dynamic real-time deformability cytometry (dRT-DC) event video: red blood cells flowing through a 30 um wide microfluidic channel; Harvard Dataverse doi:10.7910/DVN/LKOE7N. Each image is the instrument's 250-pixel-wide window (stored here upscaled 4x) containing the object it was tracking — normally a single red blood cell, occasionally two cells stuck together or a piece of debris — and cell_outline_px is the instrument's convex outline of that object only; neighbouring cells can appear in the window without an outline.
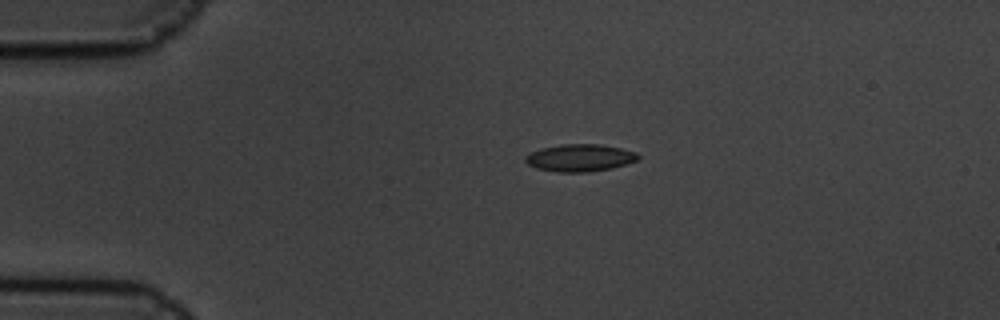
{"species": "common noctule bat (a hibernating species)", "species_latin": "Nyctalus noctula", "temperature_condition": "cold", "stored_images_in_passage": 5, "camera_frame_rate_fps": 3000, "um_per_image_px": 0.085, "animal": {"sex": "male", "body_mass_g": 19.5, "forearm_length_mm": 54.6}, "frame": {"image": 1, "passage_image": 3, "time_ms": 0.667, "image_size_px": [1000, 320], "cell_outline_px": [[640, 156], [636, 160], [612, 168], [588, 172], [556, 172], [536, 168], [528, 164], [524, 160], [524, 156], [540, 148], [560, 144], [600, 144], [620, 148], [636, 152]], "centroid_in_image_um": [49.25, 13.41], "position_along_channel_um": 35.8, "area_um2": 17.92}}
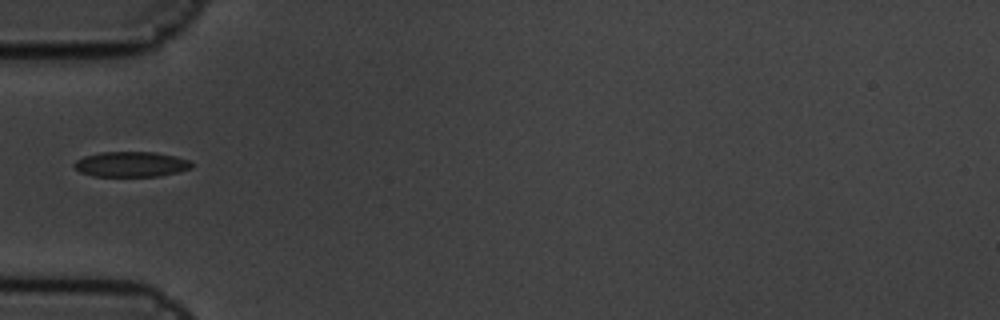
{"frame": {"image": 2, "passage_image": 5, "time_ms": 1.333, "image_size_px": [1000, 320], "cell_outline_px": [[192, 168], [160, 176], [92, 176], [80, 172], [72, 164], [76, 160], [84, 156], [100, 152], [156, 152], [176, 156], [192, 160]], "centroid_in_image_um": [11.15, 13.95], "position_along_channel_um": 73.8, "area_um2": 17.4}}